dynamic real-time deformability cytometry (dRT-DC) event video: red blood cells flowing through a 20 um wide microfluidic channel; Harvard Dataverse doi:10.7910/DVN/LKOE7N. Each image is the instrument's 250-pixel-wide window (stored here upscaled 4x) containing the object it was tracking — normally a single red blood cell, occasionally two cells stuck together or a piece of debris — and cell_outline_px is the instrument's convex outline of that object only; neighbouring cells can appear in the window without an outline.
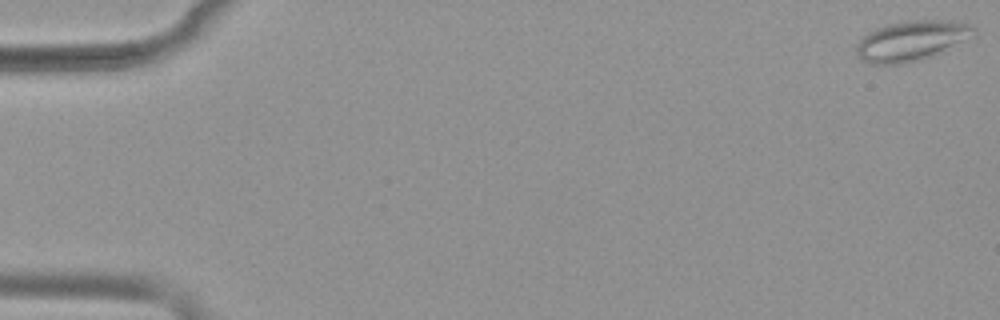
{"species": "common noctule bat (a hibernating species)", "species_latin": "Nyctalus noctula", "temperature_condition": "warm", "stored_images_in_passage": 53, "camera_frame_rate_fps": 3000, "um_per_image_px": 0.085, "animal": {"sex": "female", "body_mass_g": 19.9}, "frame": {"image": 1, "passage_image": 1, "time_ms": 0.0, "image_size_px": [1000, 320], "cell_outline_px": [[976, 32], [916, 60], [896, 64], [872, 64], [864, 60], [856, 52], [856, 44], [868, 32], [884, 24], [908, 20], [944, 20], [972, 24], [976, 28]], "centroid_in_image_um": [77.34, 3.41], "position_along_channel_um": 7.7, "area_um2": 26.07}}
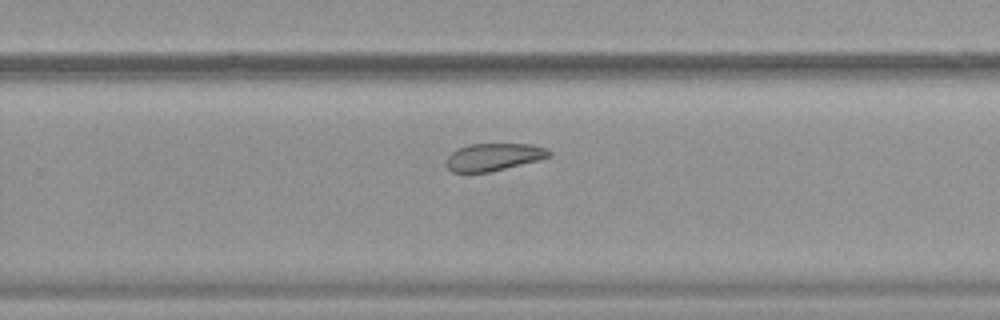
{"frame": {"image": 2, "passage_image": 35, "time_ms": 11.333, "image_size_px": [1000, 320], "cell_outline_px": [[552, 156], [488, 172], [452, 172], [444, 164], [444, 160], [456, 148], [468, 144], [532, 144], [548, 148], [552, 152]], "centroid_in_image_um": [41.92, 13.32], "position_along_channel_um": 287.9, "area_um2": 16.47}}
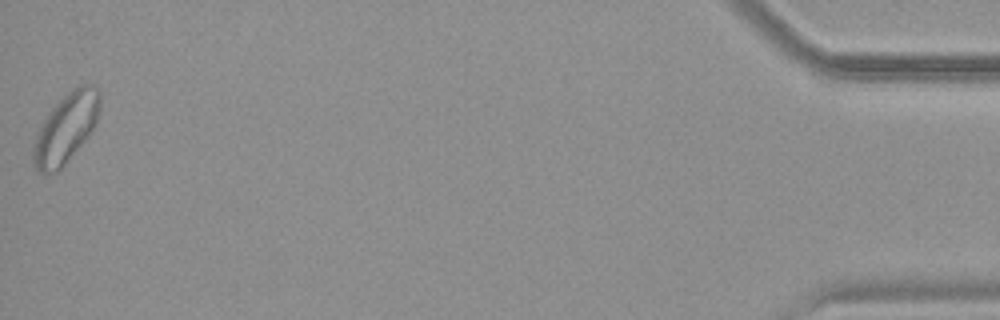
{"frame": {"image": 3, "passage_image": 53, "time_ms": 17.333, "image_size_px": [1000, 320], "cell_outline_px": [[100, 108], [96, 124], [88, 136], [64, 164], [56, 172], [44, 176], [36, 168], [32, 160], [32, 152], [36, 136], [48, 112], [72, 88], [80, 84], [92, 84], [100, 88]], "centroid_in_image_um": [5.62, 10.88], "position_along_channel_um": 429.6, "area_um2": 26.88}, "authors_computed_cell_mechanics": {"area_um2": 21.7328, "velocity_mm_per_s": 3.87, "shape_relaxation_time_tau1_ms": 4.838, "shape_relaxation_time_tau2_ms": 3.9284, "deformation_change_tau1": 0.1019, "deformation_change_tau2": 0.0863}}